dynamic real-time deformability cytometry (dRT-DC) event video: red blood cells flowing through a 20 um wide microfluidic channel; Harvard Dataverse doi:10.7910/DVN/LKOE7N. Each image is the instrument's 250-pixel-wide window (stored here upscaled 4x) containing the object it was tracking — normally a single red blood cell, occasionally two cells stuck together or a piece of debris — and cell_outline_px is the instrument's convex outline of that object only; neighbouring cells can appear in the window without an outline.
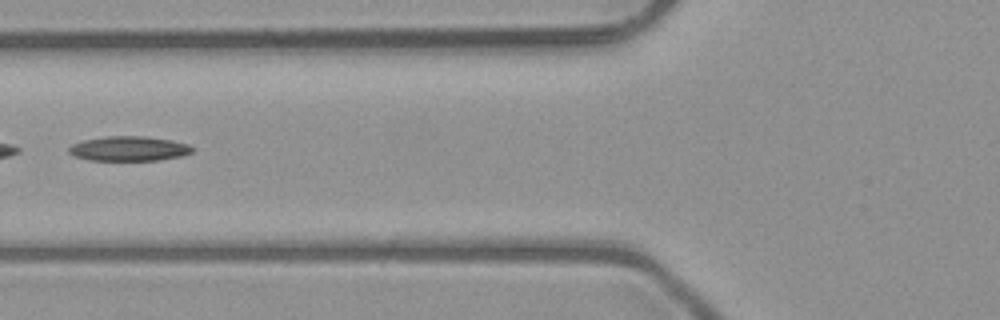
{"species": "common noctule bat (a hibernating species)", "species_latin": "Nyctalus noctula", "temperature_condition": "room temperature", "stored_images_in_passage": 2, "camera_frame_rate_fps": 3000, "um_per_image_px": 0.085, "animal": {"sex": "male", "body_mass_g": 23.1, "forearm_length_mm": 52.7}, "frame": {"image": 1, "passage_image": 2, "time_ms": 0.333, "image_size_px": [1000, 320], "cell_outline_px": [[192, 152], [184, 156], [160, 160], [88, 160], [76, 156], [68, 152], [68, 148], [72, 144], [84, 140], [108, 136], [144, 136], [172, 140], [188, 144], [192, 148]], "centroid_in_image_um": [10.98, 12.63], "position_along_channel_um": 114.8, "area_um2": 17.74}}